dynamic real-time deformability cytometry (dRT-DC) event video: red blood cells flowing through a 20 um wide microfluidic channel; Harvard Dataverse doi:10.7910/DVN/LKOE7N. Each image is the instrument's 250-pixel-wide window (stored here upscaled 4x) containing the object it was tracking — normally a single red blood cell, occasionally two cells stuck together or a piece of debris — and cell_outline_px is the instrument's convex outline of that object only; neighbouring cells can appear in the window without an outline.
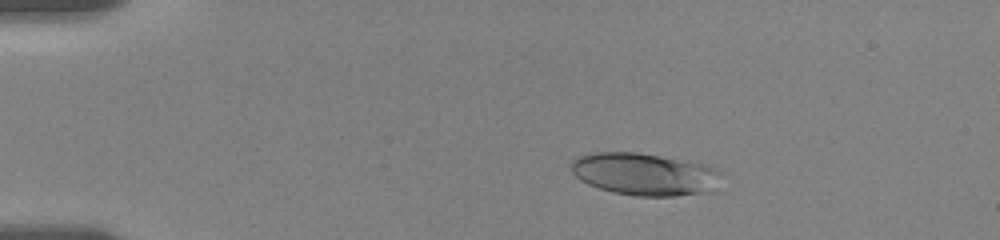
{"species": "human", "species_latin": "Homo sapiens", "temperature_condition": "room temperature", "stored_images_in_passage": 7, "camera_frame_rate_fps": 3000, "um_per_image_px": 0.085, "donor": {"sex": "female"}, "frame": {"image": 1, "passage_image": 1, "time_ms": 0.0, "image_size_px": [1000, 240], "cell_outline_px": [[720, 172], [700, 192], [676, 196], [636, 196], [612, 192], [588, 184], [580, 180], [572, 172], [572, 160], [580, 156], [592, 152], [636, 152], [704, 164], [716, 168]], "centroid_in_image_um": [54.61, 14.78], "position_along_channel_um": 30.4, "area_um2": 35.78}}
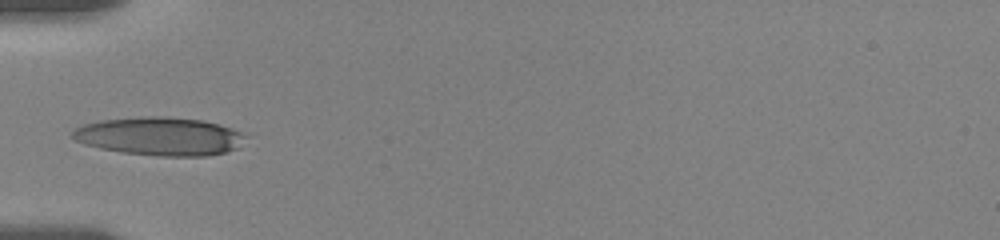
{"frame": {"image": 2, "passage_image": 6, "time_ms": 3.0, "image_size_px": [1000, 240], "cell_outline_px": [[244, 136], [240, 148], [208, 156], [156, 156], [120, 152], [100, 148], [84, 144], [76, 140], [72, 136], [72, 132], [76, 128], [84, 124], [100, 120], [140, 116], [164, 116], [204, 120], [220, 124], [232, 128], [240, 132]], "centroid_in_image_um": [13.58, 11.58], "position_along_channel_um": 71.4, "area_um2": 38.78}}